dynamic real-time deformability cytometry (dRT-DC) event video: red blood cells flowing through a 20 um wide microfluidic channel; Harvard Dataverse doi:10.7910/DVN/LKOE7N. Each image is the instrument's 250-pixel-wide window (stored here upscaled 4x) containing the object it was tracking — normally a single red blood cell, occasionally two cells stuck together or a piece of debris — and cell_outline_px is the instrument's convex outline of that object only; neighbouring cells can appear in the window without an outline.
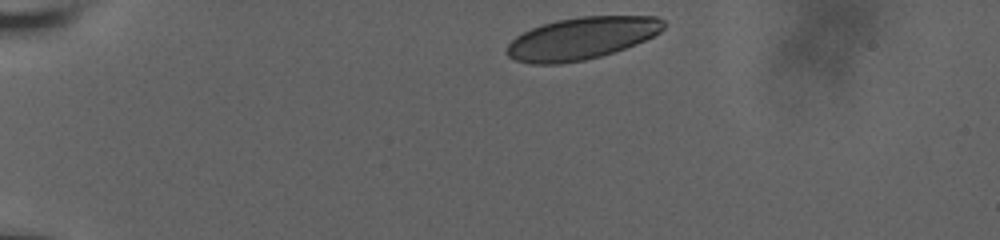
{"species": "human", "species_latin": "Homo sapiens", "temperature_condition": "room temperature", "stored_images_in_passage": 13, "camera_frame_rate_fps": 3000, "um_per_image_px": 0.085, "donor": {"sex": "male"}, "frame": {"image": 1, "passage_image": 1, "time_ms": 0.0, "image_size_px": [1000, 240], "cell_outline_px": [[668, 24], [660, 32], [636, 44], [600, 56], [584, 60], [560, 64], [528, 64], [516, 60], [508, 56], [504, 52], [508, 44], [516, 36], [532, 28], [556, 20], [580, 16], [656, 16], [664, 20]], "centroid_in_image_um": [49.43, 3.26], "position_along_channel_um": 35.6, "area_um2": 38.61}}
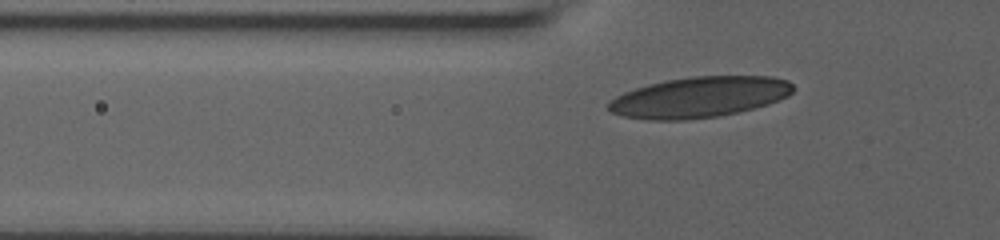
{"frame": {"image": 2, "passage_image": 8, "time_ms": 2.667, "image_size_px": [1000, 240], "cell_outline_px": [[796, 88], [788, 96], [768, 104], [736, 112], [716, 116], [684, 120], [648, 120], [624, 116], [612, 112], [604, 104], [616, 96], [624, 92], [648, 84], [664, 80], [692, 76], [772, 76], [788, 80]], "centroid_in_image_um": [59.43, 8.25], "position_along_channel_um": 66.4, "area_um2": 43.87}}
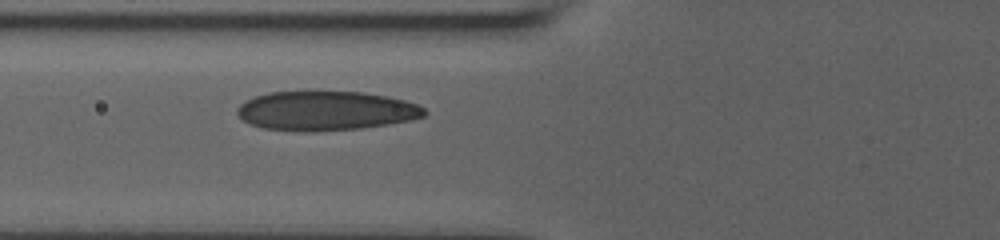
{"frame": {"image": 3, "passage_image": 11, "time_ms": 3.667, "image_size_px": [1000, 240], "cell_outline_px": [[428, 112], [424, 116], [408, 120], [388, 124], [360, 128], [312, 132], [264, 128], [252, 124], [244, 120], [236, 112], [236, 108], [240, 104], [256, 96], [268, 92], [316, 88], [364, 92], [404, 100], [416, 104], [424, 108]], "centroid_in_image_um": [27.67, 9.36], "position_along_channel_um": 98.1, "area_um2": 43.81}}